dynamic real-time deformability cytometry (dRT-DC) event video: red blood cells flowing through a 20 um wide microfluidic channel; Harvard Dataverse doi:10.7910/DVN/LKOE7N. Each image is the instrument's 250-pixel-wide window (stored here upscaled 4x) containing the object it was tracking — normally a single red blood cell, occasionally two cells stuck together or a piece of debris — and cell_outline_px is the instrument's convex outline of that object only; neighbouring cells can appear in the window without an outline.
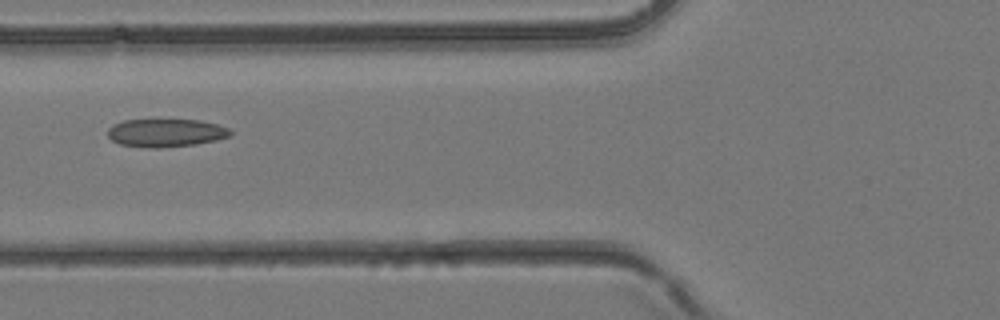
{"species": "common noctule bat (a hibernating species)", "species_latin": "Nyctalus noctula", "temperature_condition": "room temperature", "stored_images_in_passage": 5, "camera_frame_rate_fps": 3000, "um_per_image_px": 0.085, "animal": {"sex": "female", "body_mass_g": 24.6, "forearm_length_mm": 56.2}, "frame": {"image": 1, "passage_image": 5, "time_ms": 1.333, "image_size_px": [1000, 320], "cell_outline_px": [[232, 136], [216, 140], [196, 144], [160, 148], [152, 148], [120, 144], [112, 140], [108, 136], [108, 128], [112, 124], [124, 120], [200, 120], [216, 124], [228, 128], [232, 132]], "centroid_in_image_um": [14.1, 11.29], "position_along_channel_um": 111.7, "area_um2": 20.06}}